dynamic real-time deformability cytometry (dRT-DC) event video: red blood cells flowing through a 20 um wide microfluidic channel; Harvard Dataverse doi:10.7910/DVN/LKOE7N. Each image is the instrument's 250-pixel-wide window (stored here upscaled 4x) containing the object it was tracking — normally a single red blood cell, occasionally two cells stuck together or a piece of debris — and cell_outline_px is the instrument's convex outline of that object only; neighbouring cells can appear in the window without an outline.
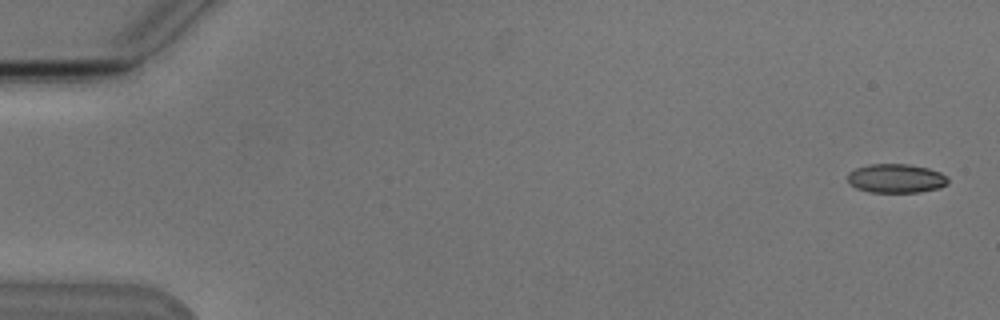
{"species": "Egyptian fruit bat (a non-hibernating species)", "species_latin": "Rousettus aegyptiacus", "temperature_condition": "cold", "stored_images_in_passage": 7, "camera_frame_rate_fps": 3000, "um_per_image_px": 0.085, "animal": {"sex": "male"}, "frame": {"image": 1, "passage_image": 1, "time_ms": 0.0, "image_size_px": [1000, 320], "cell_outline_px": [[948, 184], [940, 188], [920, 192], [868, 192], [856, 188], [848, 180], [848, 172], [856, 168], [868, 164], [908, 164], [928, 168], [940, 172], [948, 176]], "centroid_in_image_um": [76.19, 15.16], "position_along_channel_um": 8.8, "area_um2": 17.05}}
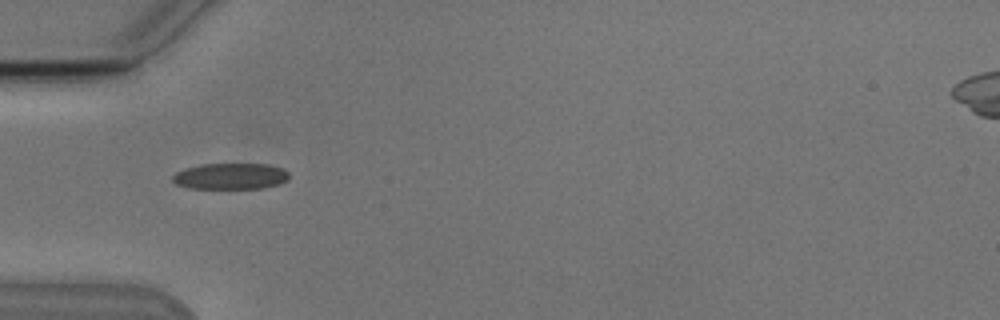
{"frame": {"image": 2, "passage_image": 5, "time_ms": 5.333, "image_size_px": [1000, 320], "cell_outline_px": [[288, 180], [280, 184], [264, 188], [188, 188], [176, 184], [172, 180], [172, 176], [176, 172], [184, 168], [200, 164], [268, 164], [284, 168], [288, 172]], "centroid_in_image_um": [19.6, 14.97], "position_along_channel_um": 65.4, "area_um2": 17.92}}
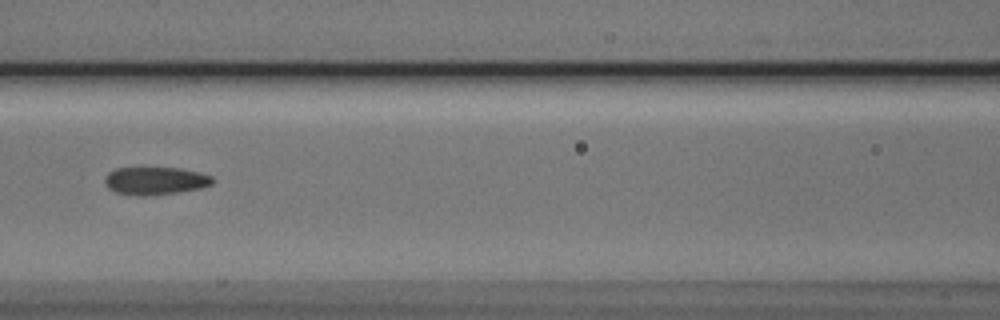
{"frame": {"image": 3, "passage_image": 7, "time_ms": 7.667, "image_size_px": [1000, 320], "cell_outline_px": [[216, 180], [212, 184], [200, 188], [176, 192], [144, 196], [140, 196], [116, 192], [108, 188], [104, 180], [104, 176], [108, 172], [116, 168], [180, 168], [200, 172], [212, 176]], "centroid_in_image_um": [13.2, 15.36], "position_along_channel_um": 153.4, "area_um2": 17.46}}